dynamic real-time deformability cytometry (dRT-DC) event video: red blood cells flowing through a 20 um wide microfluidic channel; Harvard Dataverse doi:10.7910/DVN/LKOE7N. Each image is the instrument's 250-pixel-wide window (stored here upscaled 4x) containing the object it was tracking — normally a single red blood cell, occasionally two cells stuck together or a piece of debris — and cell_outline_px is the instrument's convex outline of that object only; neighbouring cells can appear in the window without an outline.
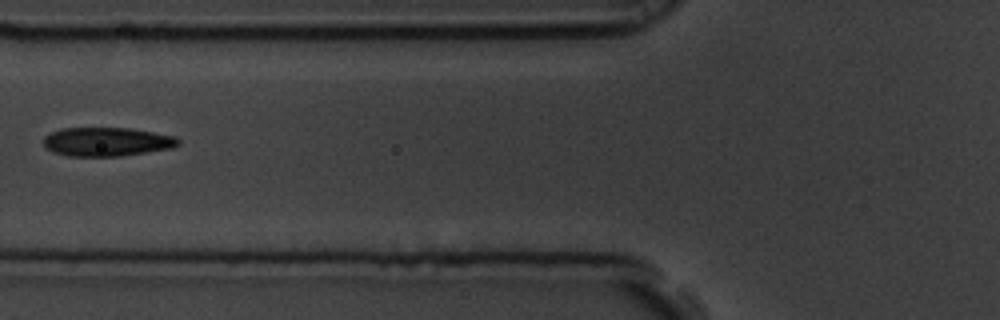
{"species": "common noctule bat (a hibernating species)", "species_latin": "Nyctalus noctula", "temperature_condition": "room temperature", "stored_images_in_passage": 5, "camera_frame_rate_fps": 3000, "um_per_image_px": 0.085, "animal": {"sex": "male", "body_mass_g": 19.5, "forearm_length_mm": 54.6}, "frame": {"image": 1, "passage_image": 5, "time_ms": 1.333, "image_size_px": [1000, 320], "cell_outline_px": [[180, 144], [172, 148], [120, 156], [68, 156], [44, 148], [44, 136], [60, 128], [132, 128], [176, 136], [180, 140]], "centroid_in_image_um": [9.1, 12.04], "position_along_channel_um": 116.7, "area_um2": 22.72}}